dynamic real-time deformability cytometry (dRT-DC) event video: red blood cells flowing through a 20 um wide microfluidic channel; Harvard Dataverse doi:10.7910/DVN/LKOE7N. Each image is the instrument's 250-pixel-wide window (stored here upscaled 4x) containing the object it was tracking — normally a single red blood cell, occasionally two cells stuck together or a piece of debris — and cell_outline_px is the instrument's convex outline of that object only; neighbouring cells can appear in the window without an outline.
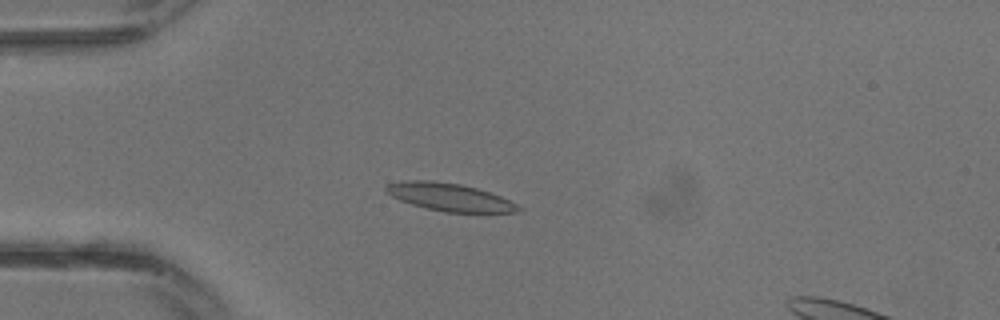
{"species": "common noctule bat (a hibernating species)", "species_latin": "Nyctalus noctula", "temperature_condition": "warm", "stored_images_in_passage": 31, "camera_frame_rate_fps": 3000, "um_per_image_px": 0.085, "animal": {"sex": "male", "body_mass_g": 13.3}, "frame": {"image": 1, "passage_image": 8, "time_ms": 2.333, "image_size_px": [1000, 320], "cell_outline_px": [[524, 208], [516, 212], [444, 212], [412, 204], [400, 200], [392, 196], [384, 188], [388, 184], [404, 180], [432, 180], [460, 184], [476, 188], [500, 196]], "centroid_in_image_um": [38.21, 16.75], "position_along_channel_um": 46.8, "area_um2": 21.1}}
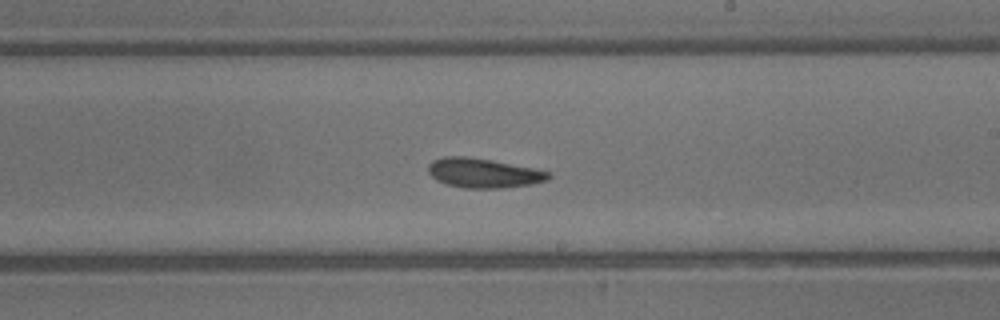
{"frame": {"image": 2, "passage_image": 18, "time_ms": 5.667, "image_size_px": [1000, 320], "cell_outline_px": [[552, 176], [548, 180], [532, 184], [500, 188], [464, 188], [444, 184], [436, 180], [428, 172], [428, 164], [432, 160], [444, 156], [464, 156], [492, 160], [532, 168], [548, 172]], "centroid_in_image_um": [41.05, 14.71], "position_along_channel_um": 248.0, "area_um2": 20.69}}
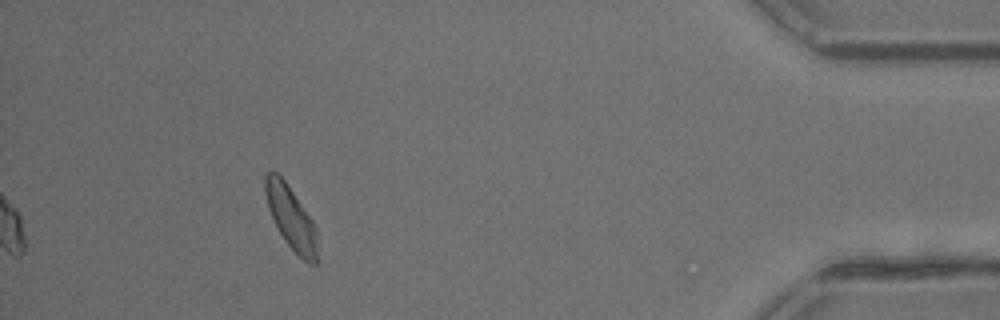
{"frame": {"image": 3, "passage_image": 28, "time_ms": 9.0, "image_size_px": [1000, 320], "cell_outline_px": [[316, 264], [308, 264], [284, 240], [276, 228], [268, 208], [264, 192], [264, 176], [272, 168], [284, 180], [312, 220], [316, 228]], "centroid_in_image_um": [24.69, 18.47], "position_along_channel_um": 410.5, "area_um2": 18.9}}